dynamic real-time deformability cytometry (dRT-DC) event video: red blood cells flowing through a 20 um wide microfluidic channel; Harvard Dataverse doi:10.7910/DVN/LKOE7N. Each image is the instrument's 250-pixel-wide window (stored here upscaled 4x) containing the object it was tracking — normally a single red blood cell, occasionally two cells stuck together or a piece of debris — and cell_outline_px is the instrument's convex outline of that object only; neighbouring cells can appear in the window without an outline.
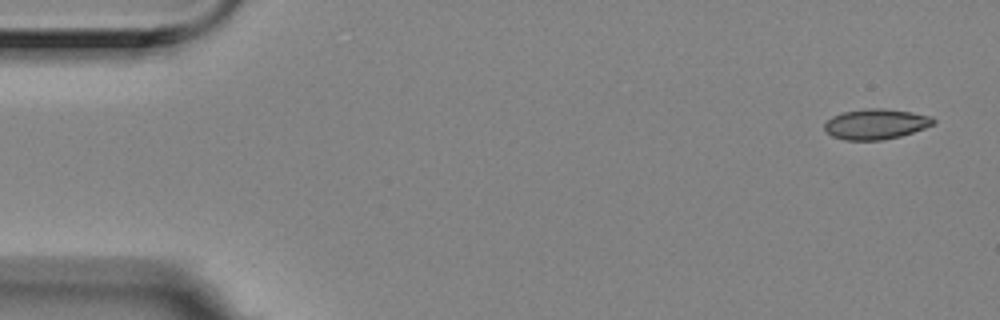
{"species": "Egyptian fruit bat (a non-hibernating species)", "species_latin": "Rousettus aegyptiacus", "temperature_condition": "room temperature", "stored_images_in_passage": 4, "camera_frame_rate_fps": 3000, "um_per_image_px": 0.085, "animal": {"sex": "female"}, "frame": {"image": 1, "passage_image": 1, "time_ms": 0.0, "image_size_px": [1000, 320], "cell_outline_px": [[936, 120], [932, 124], [924, 128], [900, 136], [880, 140], [844, 140], [832, 136], [824, 128], [824, 124], [832, 116], [840, 112], [868, 108], [884, 108], [912, 112], [932, 116]], "centroid_in_image_um": [74.43, 10.53], "position_along_channel_um": 10.6, "area_um2": 19.25}}